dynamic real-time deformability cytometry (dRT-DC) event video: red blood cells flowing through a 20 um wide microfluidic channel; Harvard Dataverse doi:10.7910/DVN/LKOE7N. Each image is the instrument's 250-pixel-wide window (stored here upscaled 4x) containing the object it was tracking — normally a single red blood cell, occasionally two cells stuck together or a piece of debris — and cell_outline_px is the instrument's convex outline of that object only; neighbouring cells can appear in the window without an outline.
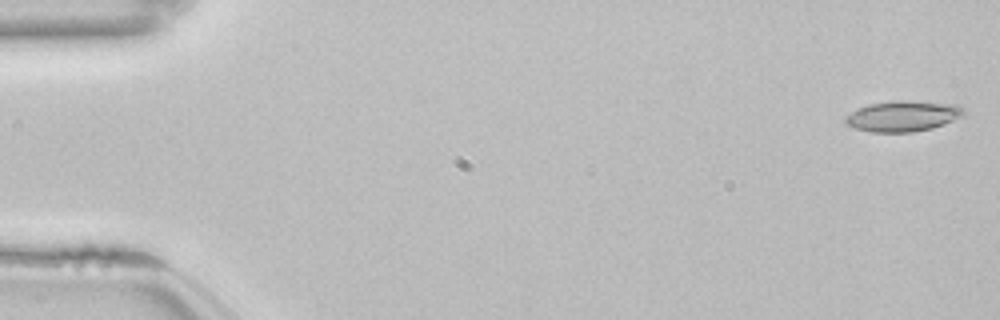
{"species": "common noctule bat (a hibernating species)", "species_latin": "Nyctalus noctula", "temperature_condition": "room temperature", "stored_images_in_passage": 53, "camera_frame_rate_fps": 3000, "um_per_image_px": 0.085, "animal": {"sex": "female", "body_mass_g": 22.7, "forearm_length_mm": 54.2}, "frame": {"image": 1, "passage_image": 1, "time_ms": 0.0, "image_size_px": [1000, 320], "cell_outline_px": [[964, 116], [944, 124], [932, 128], [912, 132], [872, 132], [856, 128], [848, 124], [844, 120], [844, 116], [868, 104], [896, 100], [912, 100], [956, 104], [964, 112]], "centroid_in_image_um": [76.76, 9.86], "position_along_channel_um": 8.2, "area_um2": 21.1}}
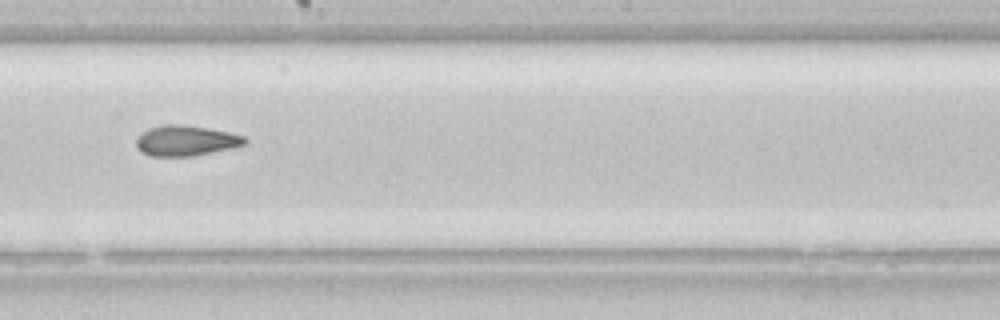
{"frame": {"image": 2, "passage_image": 30, "time_ms": 9.667, "image_size_px": [1000, 320], "cell_outline_px": [[248, 144], [232, 148], [192, 156], [152, 156], [140, 152], [136, 148], [136, 140], [148, 128], [164, 124], [180, 124], [208, 128], [228, 132], [244, 136], [248, 140]], "centroid_in_image_um": [15.81, 11.96], "position_along_channel_um": 232.4, "area_um2": 19.31}}
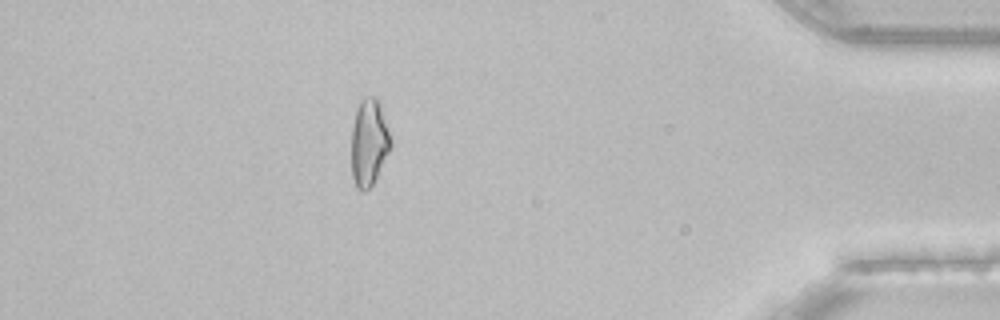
{"frame": {"image": 3, "passage_image": 47, "time_ms": 15.333, "image_size_px": [1000, 320], "cell_outline_px": [[392, 144], [372, 184], [364, 192], [360, 192], [356, 188], [352, 176], [352, 128], [356, 108], [360, 100], [364, 96], [376, 96], [380, 100]], "centroid_in_image_um": [31.35, 12.06], "position_along_channel_um": 403.9, "area_um2": 19.88}, "authors_computed_cell_mechanics": {"area_um2": 19.9988, "velocity_mm_per_s": 3.8538, "shape_relaxation_time_tau1_ms": 9.564, "shape_relaxation_time_tau2_ms": 4.5903, "deformation_change_tau1": 0.1696, "deformation_change_tau2": 0.1202}}